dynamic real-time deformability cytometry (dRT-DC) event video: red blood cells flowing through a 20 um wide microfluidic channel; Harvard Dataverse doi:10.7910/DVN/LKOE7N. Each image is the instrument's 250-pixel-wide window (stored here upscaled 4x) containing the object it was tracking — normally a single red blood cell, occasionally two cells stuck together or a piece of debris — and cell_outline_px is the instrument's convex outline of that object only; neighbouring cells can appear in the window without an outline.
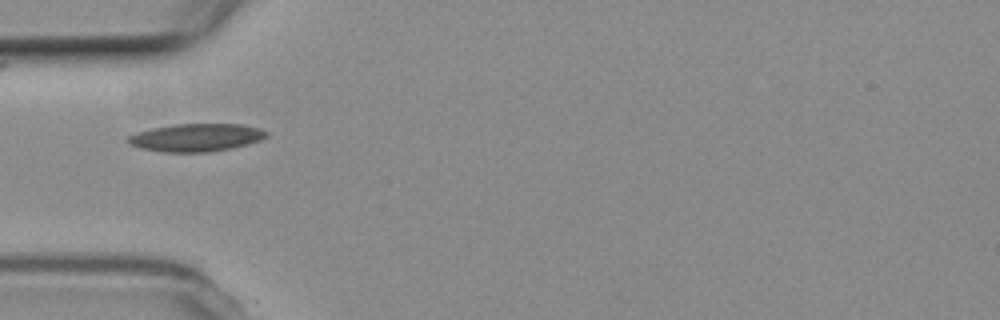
{"species": "common noctule bat (a hibernating species)", "species_latin": "Nyctalus noctula", "temperature_condition": "room temperature", "stored_images_in_passage": 3, "camera_frame_rate_fps": 3000, "um_per_image_px": 0.085, "animal": {"sex": "female", "body_mass_g": 19.3, "forearm_length_mm": 54.1}, "frame": {"image": 1, "passage_image": 1, "time_ms": 0.0, "image_size_px": [1000, 320], "cell_outline_px": [[268, 136], [260, 140], [248, 144], [232, 148], [208, 152], [164, 152], [140, 148], [128, 144], [124, 140], [128, 136], [136, 132], [152, 128], [172, 124], [240, 124], [260, 128], [268, 132]], "centroid_in_image_um": [16.64, 11.69], "position_along_channel_um": 68.4, "area_um2": 22.66}}
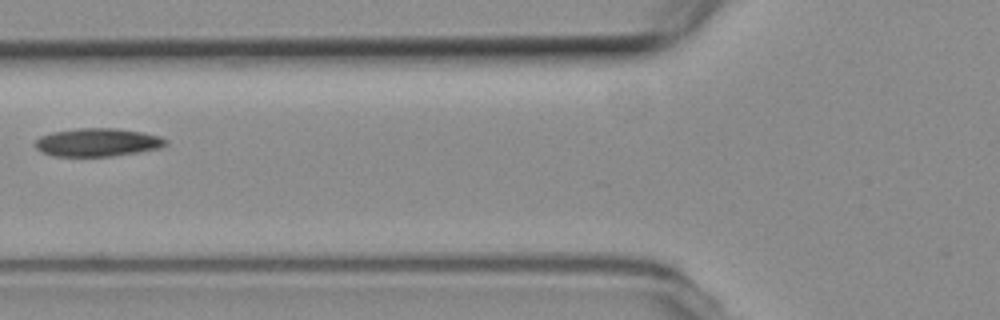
{"frame": {"image": 2, "passage_image": 2, "time_ms": 1.333, "image_size_px": [1000, 320], "cell_outline_px": [[168, 144], [160, 148], [112, 156], [52, 156], [40, 152], [32, 144], [40, 136], [52, 132], [76, 128], [116, 128], [140, 132], [160, 136], [168, 140]], "centroid_in_image_um": [8.25, 12.1], "position_along_channel_um": 117.6, "area_um2": 21.56}}
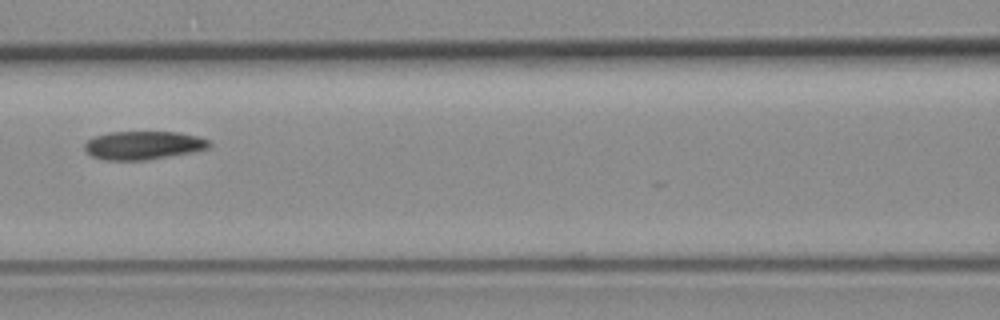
{"frame": {"image": 3, "passage_image": 3, "time_ms": 2.333, "image_size_px": [1000, 320], "cell_outline_px": [[212, 144], [208, 148], [196, 152], [148, 160], [104, 160], [92, 156], [84, 148], [84, 144], [88, 140], [96, 136], [108, 132], [180, 132], [200, 136], [208, 140]], "centroid_in_image_um": [12.24, 12.35], "position_along_channel_um": 154.4, "area_um2": 20.87}}